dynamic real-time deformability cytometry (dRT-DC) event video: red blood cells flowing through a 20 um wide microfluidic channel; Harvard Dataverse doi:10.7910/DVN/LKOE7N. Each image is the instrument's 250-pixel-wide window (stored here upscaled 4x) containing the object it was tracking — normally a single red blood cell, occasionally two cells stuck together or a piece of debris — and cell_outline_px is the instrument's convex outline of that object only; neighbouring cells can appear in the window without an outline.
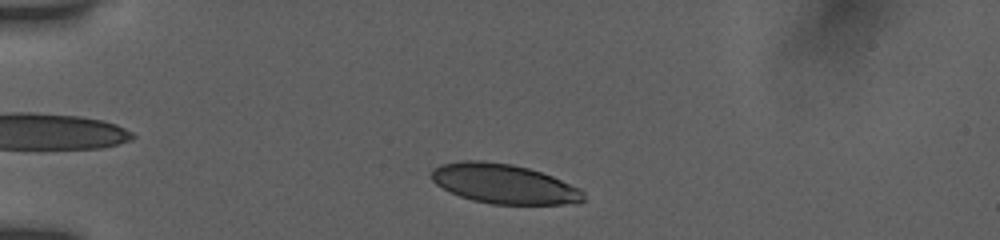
{"species": "human", "species_latin": "Homo sapiens", "temperature_condition": "room temperature", "stored_images_in_passage": 41, "camera_frame_rate_fps": 3000, "um_per_image_px": 0.085, "donor": {"sex": "female"}, "frame": {"image": 1, "passage_image": 4, "time_ms": 1.0, "image_size_px": [1000, 240], "cell_outline_px": [[588, 200], [564, 204], [492, 204], [472, 200], [460, 196], [436, 184], [432, 180], [432, 168], [440, 164], [460, 160], [480, 160], [512, 164], [528, 168], [552, 176], [580, 188], [584, 192]], "centroid_in_image_um": [42.84, 15.62], "position_along_channel_um": 42.2, "area_um2": 35.14}}
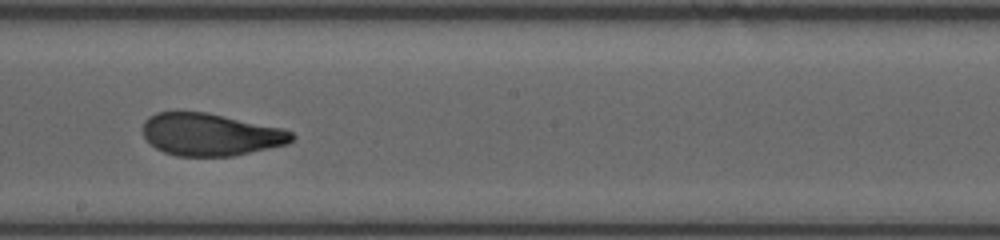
{"frame": {"image": 2, "passage_image": 22, "time_ms": 7.0, "image_size_px": [1000, 240], "cell_outline_px": [[296, 136], [288, 144], [232, 156], [176, 156], [164, 152], [156, 148], [144, 136], [144, 120], [148, 116], [156, 112], [208, 112], [284, 128], [292, 132]], "centroid_in_image_um": [17.92, 11.42], "position_along_channel_um": 230.3, "area_um2": 36.88}}
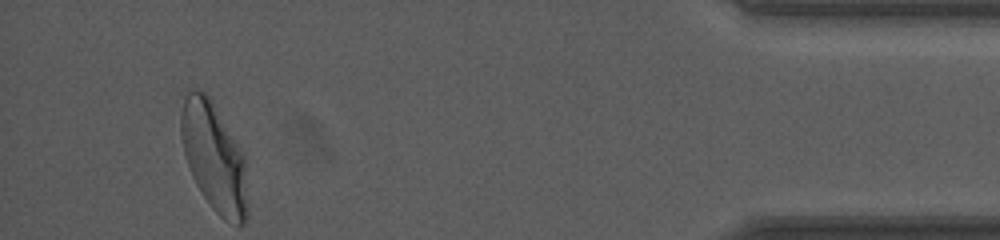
{"frame": {"image": 3, "passage_image": 41, "time_ms": 13.333, "image_size_px": [1000, 240], "cell_outline_px": [[248, 220], [244, 224], [236, 224], [224, 220], [212, 208], [196, 184], [192, 176], [184, 152], [180, 136], [180, 116], [184, 100], [188, 92], [196, 88], [204, 92], [208, 96], [244, 152], [248, 208]], "centroid_in_image_um": [18.21, 13.4], "position_along_channel_um": 417.0, "area_um2": 42.19}, "authors_computed_cell_mechanics": {"area_um2": 37.5122, "velocity_mm_per_s": 3.8645, "shape_relaxation_time_tau1_ms": 6.6562, "shape_relaxation_time_tau2_ms": 0.8889, "deformation_change_tau1": 0.2091, "deformation_change_tau2": 0.0681}}